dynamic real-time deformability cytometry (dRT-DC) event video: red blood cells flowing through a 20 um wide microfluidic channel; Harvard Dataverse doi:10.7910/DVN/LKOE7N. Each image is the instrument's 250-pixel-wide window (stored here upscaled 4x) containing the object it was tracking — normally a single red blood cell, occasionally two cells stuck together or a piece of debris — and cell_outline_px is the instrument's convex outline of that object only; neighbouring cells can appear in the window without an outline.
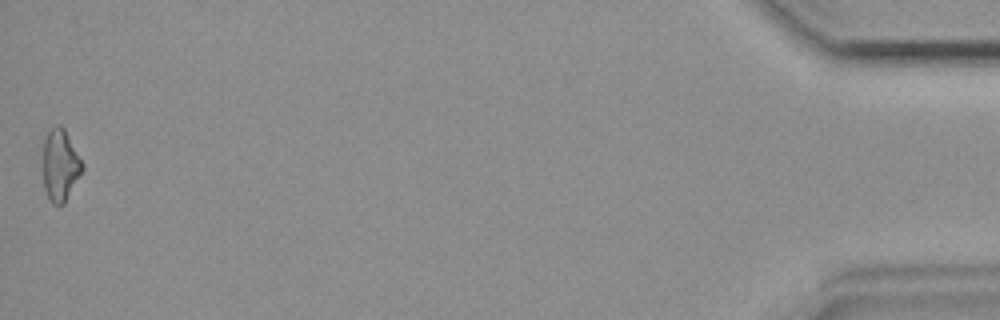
{"species": "common noctule bat (a hibernating species)", "species_latin": "Nyctalus noctula", "temperature_condition": "room temperature", "stored_images_in_passage": 32, "camera_frame_rate_fps": 3000, "um_per_image_px": 0.085, "animal": {"sex": "female", "body_mass_g": 19.9}, "frame": {"image": 1, "passage_image": 32, "time_ms": 10.333, "image_size_px": [1000, 320], "cell_outline_px": [[84, 168], [64, 204], [52, 204], [44, 188], [44, 140], [48, 132], [56, 124], [60, 124], [64, 128]], "centroid_in_image_um": [5.11, 14.05], "position_along_channel_um": 430.1, "area_um2": 15.95}}